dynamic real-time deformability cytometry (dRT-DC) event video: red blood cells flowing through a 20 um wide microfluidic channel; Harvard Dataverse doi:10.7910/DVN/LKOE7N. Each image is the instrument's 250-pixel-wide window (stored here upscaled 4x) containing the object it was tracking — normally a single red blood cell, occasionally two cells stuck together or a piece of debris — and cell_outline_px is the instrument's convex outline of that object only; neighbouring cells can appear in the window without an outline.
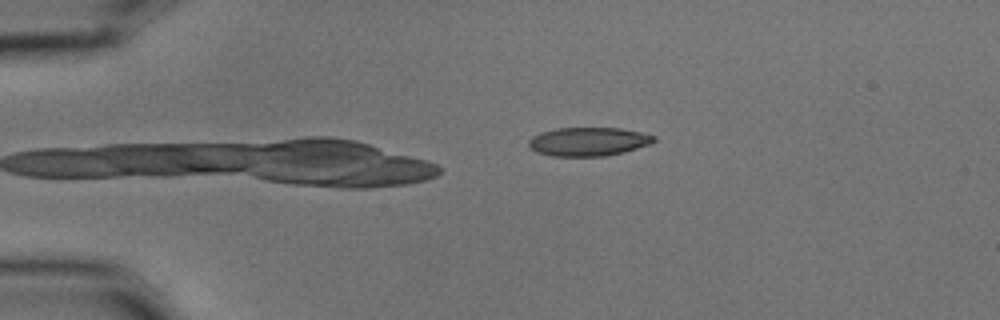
{"species": "common noctule bat (a hibernating species)", "species_latin": "Nyctalus noctula", "temperature_condition": "cold", "stored_images_in_passage": 3, "camera_frame_rate_fps": 3000, "um_per_image_px": 0.085, "animal": {"sex": "male", "body_mass_g": 15.6}, "frame": {"image": 1, "passage_image": 3, "time_ms": 0.667, "image_size_px": [1000, 320], "cell_outline_px": [[656, 140], [652, 144], [624, 152], [604, 156], [552, 156], [536, 152], [528, 144], [528, 140], [532, 136], [540, 132], [556, 128], [620, 128], [640, 132], [656, 136]], "centroid_in_image_um": [50.02, 12.03], "position_along_channel_um": 35.0, "area_um2": 21.04}}